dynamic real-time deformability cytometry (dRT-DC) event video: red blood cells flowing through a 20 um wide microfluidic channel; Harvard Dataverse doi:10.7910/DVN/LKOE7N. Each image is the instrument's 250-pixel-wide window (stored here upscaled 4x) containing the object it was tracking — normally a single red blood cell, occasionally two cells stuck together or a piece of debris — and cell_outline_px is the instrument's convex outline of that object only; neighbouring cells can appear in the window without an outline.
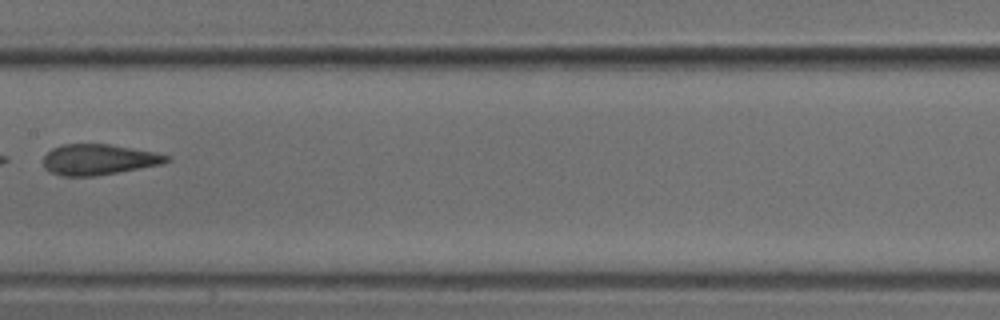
{"species": "common noctule bat (a hibernating species)", "species_latin": "Nyctalus noctula", "temperature_condition": "cold", "stored_images_in_passage": 5, "camera_frame_rate_fps": 3000, "um_per_image_px": 0.085, "animal": {"sex": "male", "body_mass_g": 18.8}, "frame": {"image": 1, "passage_image": 4, "time_ms": 1.0, "image_size_px": [1000, 320], "cell_outline_px": [[172, 160], [164, 164], [96, 176], [60, 176], [48, 172], [44, 168], [44, 156], [52, 148], [60, 144], [112, 144], [172, 156]], "centroid_in_image_um": [8.39, 13.57], "position_along_channel_um": 199.0, "area_um2": 22.31}}
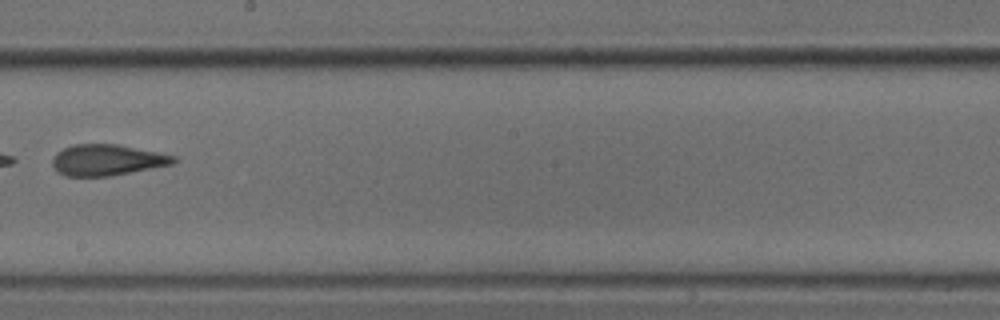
{"frame": {"image": 2, "passage_image": 5, "time_ms": 1.333, "image_size_px": [1000, 320], "cell_outline_px": [[176, 160], [172, 164], [152, 168], [108, 176], [64, 176], [52, 164], [52, 160], [56, 152], [72, 144], [116, 144], [176, 156]], "centroid_in_image_um": [9.07, 13.59], "position_along_channel_um": 239.1, "area_um2": 21.62}}